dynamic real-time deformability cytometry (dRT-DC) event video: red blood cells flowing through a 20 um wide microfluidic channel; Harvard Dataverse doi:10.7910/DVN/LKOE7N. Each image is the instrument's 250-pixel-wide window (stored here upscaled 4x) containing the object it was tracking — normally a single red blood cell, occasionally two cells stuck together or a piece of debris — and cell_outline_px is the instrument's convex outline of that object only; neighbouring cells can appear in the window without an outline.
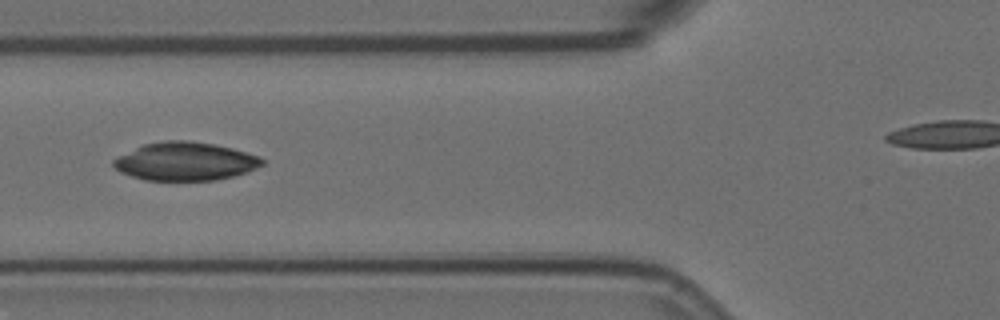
{"species": "Egyptian fruit bat (a non-hibernating species)", "species_latin": "Rousettus aegyptiacus", "temperature_condition": "room temperature", "stored_images_in_passage": 10, "segment_of_instrument_passage": [1, 2], "camera_frame_rate_fps": 3000, "um_per_image_px": 0.085, "animal": {"sex": "female"}, "frame": {"image": 1, "passage_image": 6, "time_ms": 1.667, "image_size_px": [1000, 320], "cell_outline_px": [[264, 164], [248, 172], [216, 180], [144, 180], [120, 172], [112, 164], [112, 160], [144, 144], [164, 140], [188, 140], [212, 144], [232, 148], [260, 156], [264, 160]], "centroid_in_image_um": [15.77, 13.72], "position_along_channel_um": 110.0, "area_um2": 33.0}}
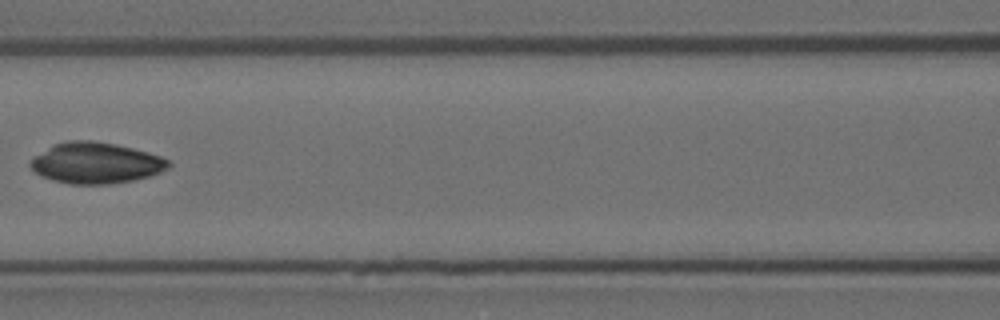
{"frame": {"image": 2, "passage_image": 7, "time_ms": 2.0, "image_size_px": [1000, 320], "cell_outline_px": [[172, 164], [168, 168], [160, 172], [148, 176], [132, 180], [108, 184], [72, 184], [52, 180], [36, 172], [28, 164], [36, 156], [52, 144], [68, 140], [92, 140], [116, 144], [148, 152], [160, 156], [168, 160]], "centroid_in_image_um": [8.16, 13.84], "position_along_channel_um": 158.4, "area_um2": 32.77}}
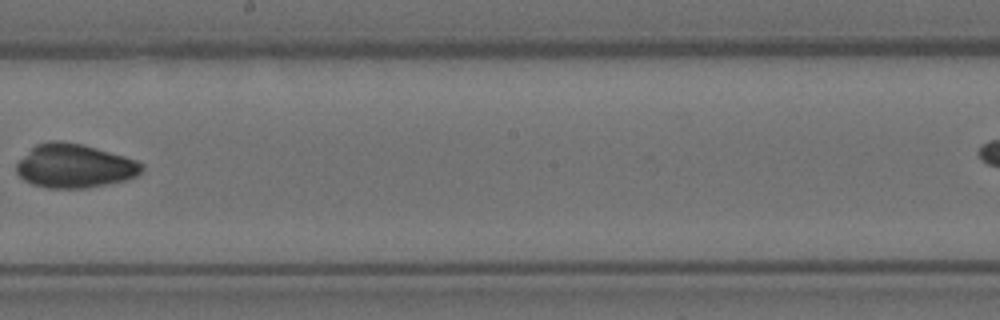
{"frame": {"image": 3, "passage_image": 9, "time_ms": 2.667, "image_size_px": [1000, 320], "cell_outline_px": [[144, 168], [136, 176], [124, 180], [88, 188], [48, 188], [32, 184], [24, 180], [16, 172], [16, 164], [36, 144], [48, 140], [60, 140], [84, 144], [124, 156], [136, 160], [144, 164]], "centroid_in_image_um": [6.33, 14.1], "position_along_channel_um": 241.9, "area_um2": 32.02}}